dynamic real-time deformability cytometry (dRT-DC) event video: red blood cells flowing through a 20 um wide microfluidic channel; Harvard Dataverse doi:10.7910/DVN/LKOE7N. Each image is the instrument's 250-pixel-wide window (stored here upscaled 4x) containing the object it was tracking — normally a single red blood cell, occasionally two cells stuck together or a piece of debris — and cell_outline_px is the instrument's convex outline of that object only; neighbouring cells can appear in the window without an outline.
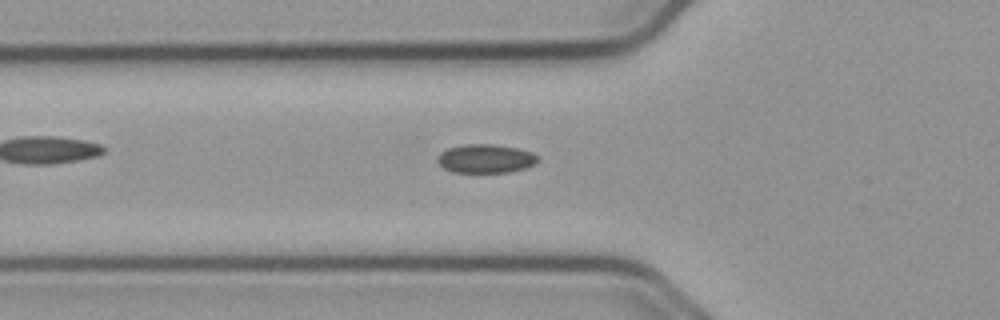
{"species": "common noctule bat (a hibernating species)", "species_latin": "Nyctalus noctula", "temperature_condition": "cold", "stored_images_in_passage": 55, "camera_frame_rate_fps": 3000, "um_per_image_px": 0.085, "animal": {"sex": "male", "body_mass_g": 23.1, "forearm_length_mm": 52.7}, "frame": {"image": 1, "passage_image": 19, "time_ms": 6.0, "image_size_px": [1000, 320], "cell_outline_px": [[540, 160], [536, 164], [524, 168], [508, 172], [452, 172], [444, 168], [436, 160], [440, 152], [448, 148], [464, 144], [492, 144], [516, 148], [532, 152], [540, 156]], "centroid_in_image_um": [41.3, 13.48], "position_along_channel_um": 84.5, "area_um2": 16.88}}
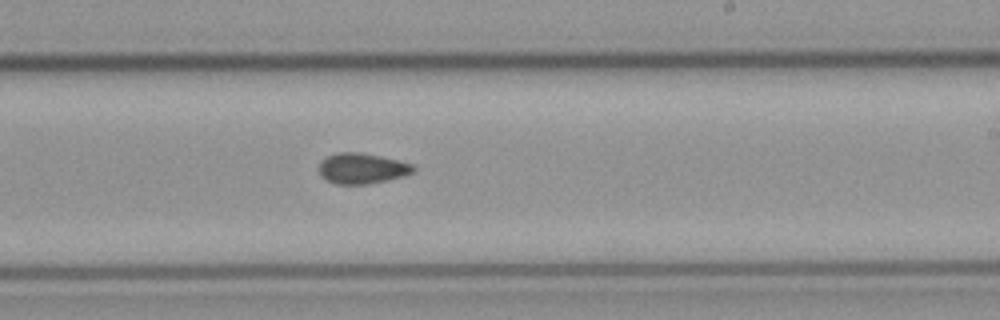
{"frame": {"image": 2, "passage_image": 33, "time_ms": 10.667, "image_size_px": [1000, 320], "cell_outline_px": [[416, 172], [404, 176], [388, 180], [368, 184], [336, 184], [320, 176], [320, 164], [328, 156], [340, 152], [360, 152], [380, 156], [412, 164], [416, 168]], "centroid_in_image_um": [30.82, 14.32], "position_along_channel_um": 258.2, "area_um2": 16.7}}
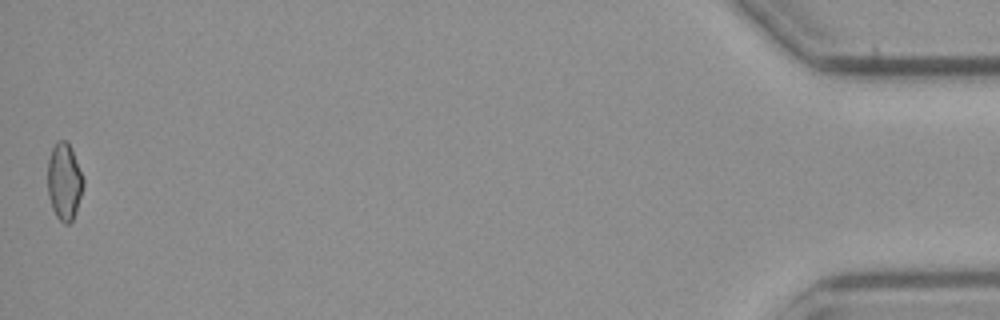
{"frame": {"image": 3, "passage_image": 55, "time_ms": 18.0, "image_size_px": [1000, 320], "cell_outline_px": [[84, 184], [76, 212], [72, 220], [68, 224], [64, 224], [56, 216], [52, 208], [48, 196], [48, 160], [52, 148], [56, 140], [68, 140], [84, 180]], "centroid_in_image_um": [5.45, 15.42], "position_along_channel_um": 429.7, "area_um2": 16.01}}